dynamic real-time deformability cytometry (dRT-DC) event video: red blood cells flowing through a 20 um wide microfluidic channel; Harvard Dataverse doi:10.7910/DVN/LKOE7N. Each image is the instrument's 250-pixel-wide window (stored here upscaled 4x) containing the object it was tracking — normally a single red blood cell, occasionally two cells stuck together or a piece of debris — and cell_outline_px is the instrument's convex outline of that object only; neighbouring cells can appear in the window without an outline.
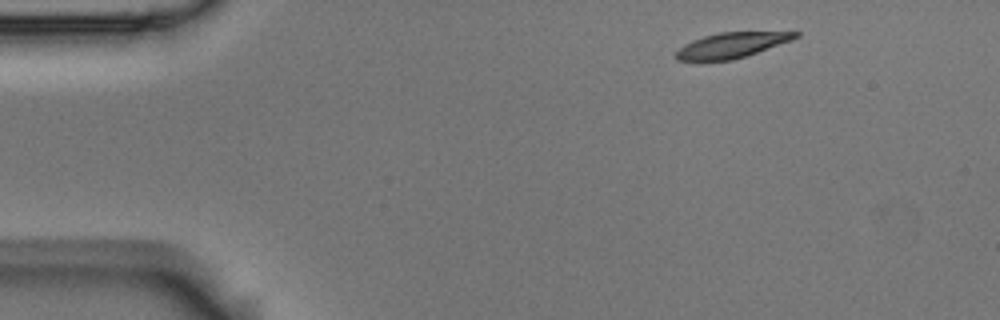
{"species": "Egyptian fruit bat (a non-hibernating species)", "species_latin": "Rousettus aegyptiacus", "temperature_condition": "room temperature", "stored_images_in_passage": 5, "camera_frame_rate_fps": 3000, "um_per_image_px": 0.085, "animal": {"sex": "male"}, "frame": {"image": 1, "passage_image": 1, "time_ms": 0.0, "image_size_px": [1000, 320], "cell_outline_px": [[800, 36], [792, 40], [732, 60], [676, 60], [676, 52], [684, 44], [692, 40], [704, 36], [720, 32], [800, 32]], "centroid_in_image_um": [62.18, 3.83], "position_along_channel_um": 22.8, "area_um2": 17.22}}
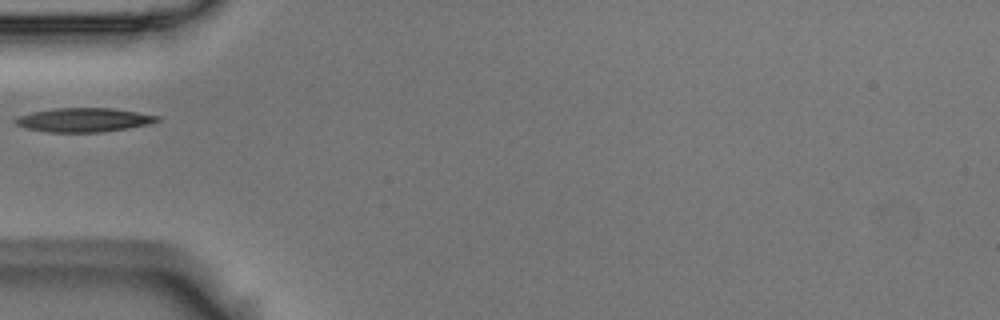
{"frame": {"image": 2, "passage_image": 4, "time_ms": 1.0, "image_size_px": [1000, 320], "cell_outline_px": [[160, 120], [152, 124], [128, 128], [100, 132], [48, 132], [24, 128], [16, 124], [12, 120], [16, 116], [32, 112], [56, 108], [112, 108], [160, 116]], "centroid_in_image_um": [7.1, 10.19], "position_along_channel_um": 77.9, "area_um2": 19.94}}
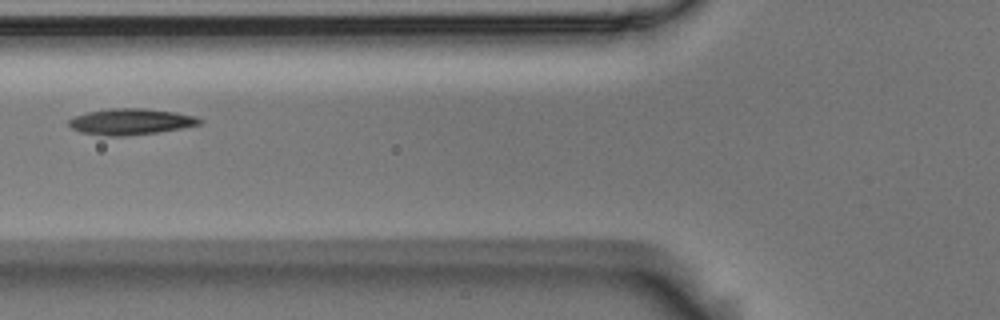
{"frame": {"image": 3, "passage_image": 5, "time_ms": 1.333, "image_size_px": [1000, 320], "cell_outline_px": [[204, 120], [200, 124], [180, 128], [156, 132], [128, 136], [104, 136], [80, 132], [72, 128], [68, 124], [68, 120], [76, 116], [88, 112], [108, 108], [144, 108], [176, 112], [196, 116]], "centroid_in_image_um": [11.11, 10.34], "position_along_channel_um": 114.7, "area_um2": 19.94}}